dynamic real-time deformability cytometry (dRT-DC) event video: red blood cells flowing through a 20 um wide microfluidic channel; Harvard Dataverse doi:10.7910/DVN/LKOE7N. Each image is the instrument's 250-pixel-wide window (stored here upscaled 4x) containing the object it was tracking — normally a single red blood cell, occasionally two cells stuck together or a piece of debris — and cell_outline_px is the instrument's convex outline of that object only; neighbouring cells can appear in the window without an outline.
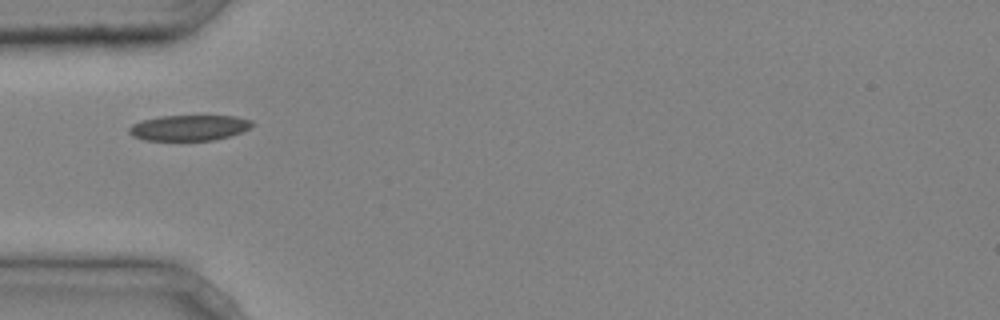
{"species": "common noctule bat (a hibernating species)", "species_latin": "Nyctalus noctula", "temperature_condition": "cold", "stored_images_in_passage": 1, "camera_frame_rate_fps": 3000, "um_per_image_px": 0.085, "animal": {"sex": "male", "body_mass_g": 20.4}, "frame": {"image": 1, "passage_image": 1, "time_ms": 0.0, "image_size_px": [1000, 320], "cell_outline_px": [[256, 124], [252, 128], [228, 136], [212, 140], [144, 140], [132, 136], [128, 132], [128, 128], [132, 124], [140, 120], [160, 116], [236, 116], [252, 120]], "centroid_in_image_um": [16.07, 10.85], "position_along_channel_um": 68.9, "area_um2": 18.5}}